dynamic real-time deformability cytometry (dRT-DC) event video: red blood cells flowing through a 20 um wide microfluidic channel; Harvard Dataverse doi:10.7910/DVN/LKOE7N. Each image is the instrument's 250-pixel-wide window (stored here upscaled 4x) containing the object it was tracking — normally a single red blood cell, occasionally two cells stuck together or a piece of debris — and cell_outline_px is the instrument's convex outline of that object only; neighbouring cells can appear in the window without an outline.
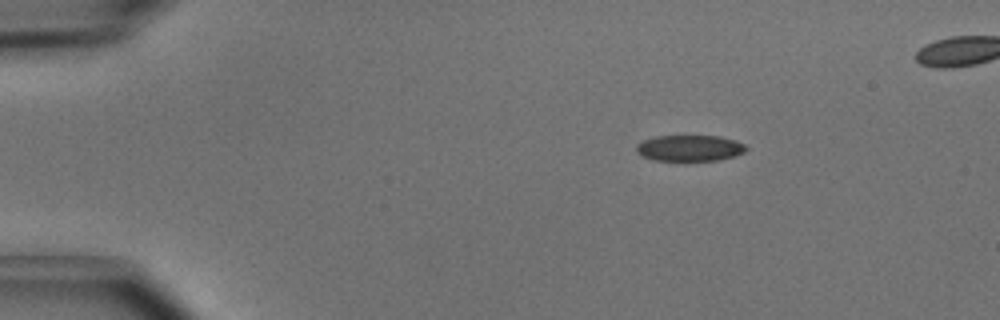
{"species": "common noctule bat (a hibernating species)", "species_latin": "Nyctalus noctula", "temperature_condition": "cold", "stored_images_in_passage": 5, "camera_frame_rate_fps": 3000, "um_per_image_px": 0.085, "animal": {"sex": "male", "body_mass_g": 15.6}, "frame": {"image": 1, "passage_image": 2, "time_ms": 0.333, "image_size_px": [1000, 320], "cell_outline_px": [[748, 148], [744, 152], [736, 156], [716, 160], [652, 160], [636, 152], [636, 144], [644, 140], [656, 136], [720, 136], [736, 140], [744, 144]], "centroid_in_image_um": [58.64, 12.58], "position_along_channel_um": 26.4, "area_um2": 16.65}}